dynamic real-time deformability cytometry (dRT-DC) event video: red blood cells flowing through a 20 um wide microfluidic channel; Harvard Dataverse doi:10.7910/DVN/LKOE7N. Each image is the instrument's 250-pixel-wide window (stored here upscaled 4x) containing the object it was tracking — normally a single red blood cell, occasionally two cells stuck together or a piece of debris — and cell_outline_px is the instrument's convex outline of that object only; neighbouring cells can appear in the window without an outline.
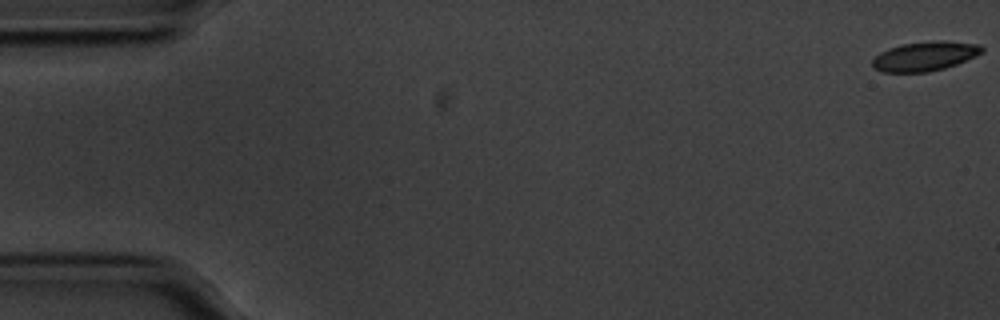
{"species": "common noctule bat (a hibernating species)", "species_latin": "Nyctalus noctula", "temperature_condition": "cold", "stored_images_in_passage": 8, "camera_frame_rate_fps": 3000, "um_per_image_px": 0.085, "animal": {"sex": "male", "body_mass_g": 20.1, "forearm_length_mm": 53.5}, "frame": {"image": 1, "passage_image": 1, "time_ms": 0.0, "image_size_px": [1000, 320], "cell_outline_px": [[984, 48], [976, 56], [956, 64], [944, 68], [928, 72], [880, 72], [872, 68], [872, 60], [880, 52], [888, 48], [904, 44], [940, 40], [980, 44]], "centroid_in_image_um": [78.58, 4.78], "position_along_channel_um": 6.4, "area_um2": 18.67}}